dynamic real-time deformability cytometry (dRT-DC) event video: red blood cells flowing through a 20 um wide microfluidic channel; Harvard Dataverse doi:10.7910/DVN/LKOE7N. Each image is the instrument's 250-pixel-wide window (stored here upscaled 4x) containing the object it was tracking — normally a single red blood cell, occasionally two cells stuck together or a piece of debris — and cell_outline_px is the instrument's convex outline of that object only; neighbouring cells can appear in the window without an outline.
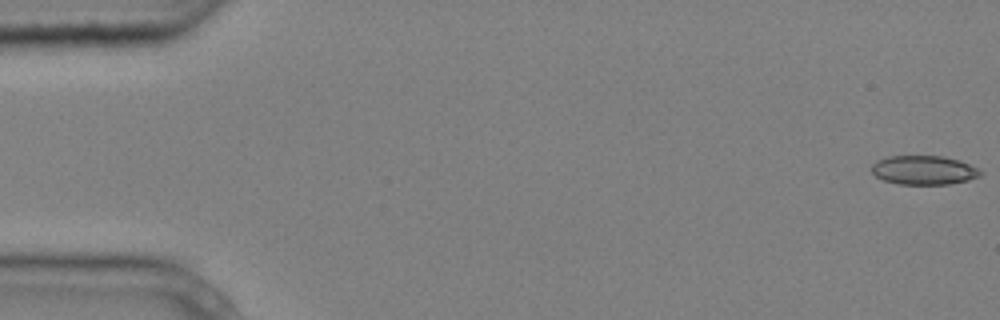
{"species": "common noctule bat (a hibernating species)", "species_latin": "Nyctalus noctula", "temperature_condition": "cold", "stored_images_in_passage": 6, "camera_frame_rate_fps": 3000, "um_per_image_px": 0.085, "animal": {"sex": "male", "body_mass_g": 20.4}, "frame": {"image": 1, "passage_image": 1, "time_ms": 0.0, "image_size_px": [1000, 320], "cell_outline_px": [[984, 172], [980, 176], [968, 180], [948, 184], [900, 184], [884, 180], [876, 176], [872, 172], [872, 164], [876, 160], [888, 156], [944, 156], [968, 164]], "centroid_in_image_um": [78.51, 14.46], "position_along_channel_um": 6.5, "area_um2": 18.26}}
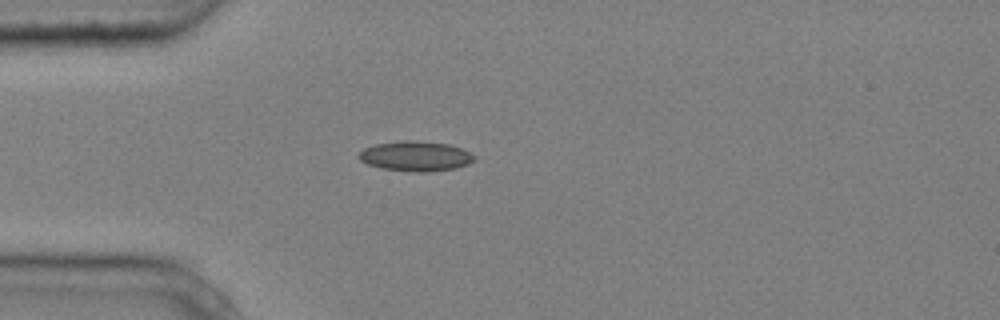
{"frame": {"image": 2, "passage_image": 5, "time_ms": 1.333, "image_size_px": [1000, 320], "cell_outline_px": [[476, 160], [468, 164], [456, 168], [424, 172], [416, 172], [384, 168], [368, 164], [360, 160], [356, 156], [364, 148], [376, 144], [404, 140], [412, 140], [448, 144], [460, 148], [476, 156]], "centroid_in_image_um": [35.33, 13.27], "position_along_channel_um": 49.7, "area_um2": 20.0}}